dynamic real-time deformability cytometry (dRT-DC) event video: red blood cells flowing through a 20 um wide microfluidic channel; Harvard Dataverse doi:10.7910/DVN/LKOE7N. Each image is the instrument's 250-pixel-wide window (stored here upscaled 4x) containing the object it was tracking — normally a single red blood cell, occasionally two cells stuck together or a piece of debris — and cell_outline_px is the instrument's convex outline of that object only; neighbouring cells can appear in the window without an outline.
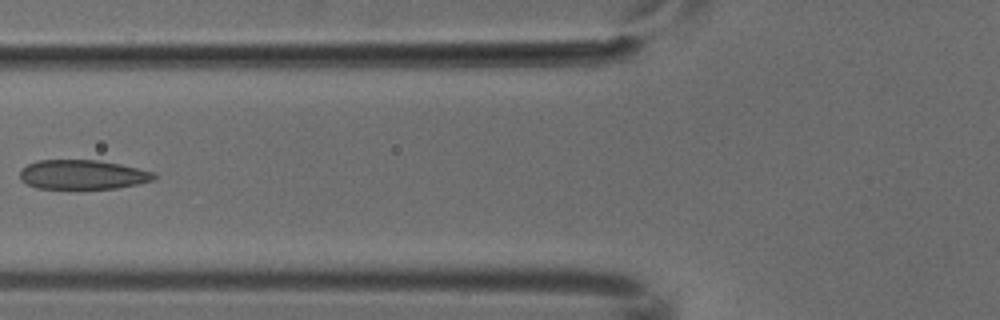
{"species": "common noctule bat (a hibernating species)", "species_latin": "Nyctalus noctula", "temperature_condition": "cold", "stored_images_in_passage": 6, "camera_frame_rate_fps": 3000, "um_per_image_px": 0.085, "animal": {"sex": "male", "body_mass_g": 18.8}, "frame": {"image": 1, "passage_image": 6, "time_ms": 1.667, "image_size_px": [1000, 320], "cell_outline_px": [[160, 176], [152, 180], [140, 184], [116, 188], [36, 188], [20, 180], [20, 168], [28, 164], [40, 160], [96, 160], [120, 164], [156, 172]], "centroid_in_image_um": [7.06, 14.84], "position_along_channel_um": 118.7, "area_um2": 23.06}}